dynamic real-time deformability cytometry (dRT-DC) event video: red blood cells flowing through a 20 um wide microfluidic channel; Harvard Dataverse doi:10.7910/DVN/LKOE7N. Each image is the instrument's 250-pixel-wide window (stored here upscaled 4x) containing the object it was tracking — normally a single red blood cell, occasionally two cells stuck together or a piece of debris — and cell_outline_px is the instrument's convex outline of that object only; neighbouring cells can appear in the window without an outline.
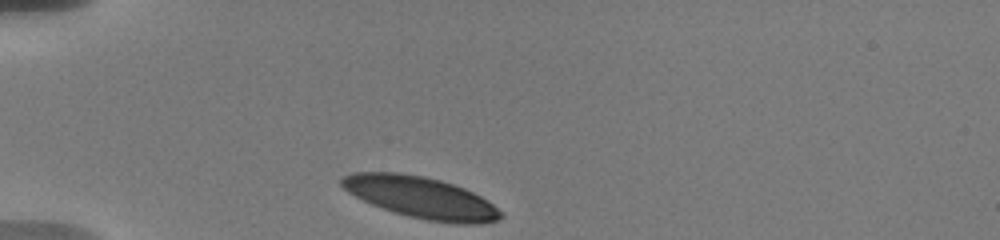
{"species": "human", "species_latin": "Homo sapiens", "temperature_condition": "warm", "stored_images_in_passage": 6, "camera_frame_rate_fps": 3000, "um_per_image_px": 0.085, "donor": {"sex": "male"}, "frame": {"image": 1, "passage_image": 1, "time_ms": 0.0, "image_size_px": [1000, 240], "cell_outline_px": [[504, 216], [500, 220], [480, 224], [456, 224], [428, 220], [408, 216], [372, 204], [348, 192], [340, 184], [340, 180], [344, 176], [352, 172], [400, 172], [424, 176], [440, 180], [464, 188], [480, 196], [504, 212]], "centroid_in_image_um": [35.82, 16.79], "position_along_channel_um": 49.2, "area_um2": 38.38}}
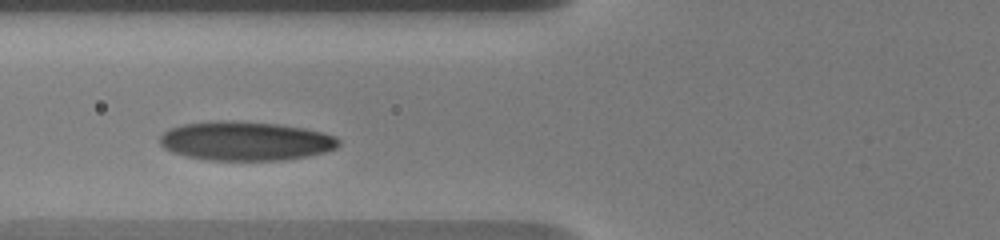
{"frame": {"image": 2, "passage_image": 3, "time_ms": 2.333, "image_size_px": [1000, 240], "cell_outline_px": [[340, 144], [336, 148], [324, 152], [308, 156], [284, 160], [208, 160], [184, 156], [172, 152], [164, 148], [160, 144], [160, 136], [168, 128], [184, 124], [220, 120], [236, 120], [280, 124], [304, 128], [324, 132], [336, 136], [340, 140]], "centroid_in_image_um": [20.88, 11.98], "position_along_channel_um": 104.9, "area_um2": 41.1}}
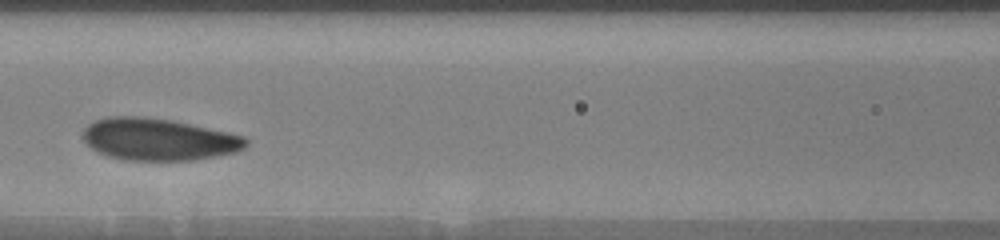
{"frame": {"image": 3, "passage_image": 5, "time_ms": 3.667, "image_size_px": [1000, 240], "cell_outline_px": [[248, 144], [244, 148], [236, 152], [216, 156], [192, 160], [124, 160], [108, 156], [96, 152], [84, 140], [84, 128], [88, 124], [96, 120], [108, 116], [140, 116], [172, 120], [228, 132], [244, 136], [248, 140]], "centroid_in_image_um": [13.47, 11.84], "position_along_channel_um": 153.1, "area_um2": 39.94}}